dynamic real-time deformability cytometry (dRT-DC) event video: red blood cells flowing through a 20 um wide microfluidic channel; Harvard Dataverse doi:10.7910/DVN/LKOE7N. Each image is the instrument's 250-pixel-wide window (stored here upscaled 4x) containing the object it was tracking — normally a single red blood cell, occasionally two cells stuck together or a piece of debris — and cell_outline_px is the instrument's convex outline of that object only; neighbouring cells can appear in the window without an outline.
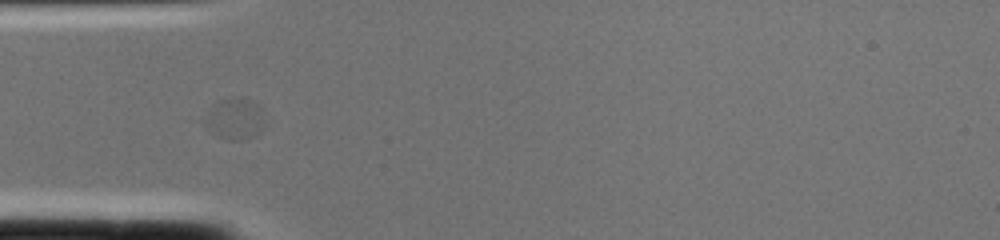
{"species": "common noctule bat (a hibernating species)", "species_latin": "Nyctalus noctula", "temperature_condition": "cold", "stored_images_in_passage": 1, "camera_frame_rate_fps": 3000, "um_per_image_px": 0.085, "animal": {"sex": "female", "body_mass_g": 22.0, "forearm_length_mm": 56.7}, "frame": {"image": 1, "passage_image": 1, "time_ms": 0.0, "image_size_px": [1000, 240], "cell_outline_px": [[264, 108], [256, 128], [252, 136], [240, 140], [228, 140], [220, 136], [208, 128], [200, 120], [220, 100], [232, 96], [244, 96], [260, 104]], "centroid_in_image_um": [19.89, 10.01], "position_along_channel_um": 65.1, "area_um2": 13.99}}